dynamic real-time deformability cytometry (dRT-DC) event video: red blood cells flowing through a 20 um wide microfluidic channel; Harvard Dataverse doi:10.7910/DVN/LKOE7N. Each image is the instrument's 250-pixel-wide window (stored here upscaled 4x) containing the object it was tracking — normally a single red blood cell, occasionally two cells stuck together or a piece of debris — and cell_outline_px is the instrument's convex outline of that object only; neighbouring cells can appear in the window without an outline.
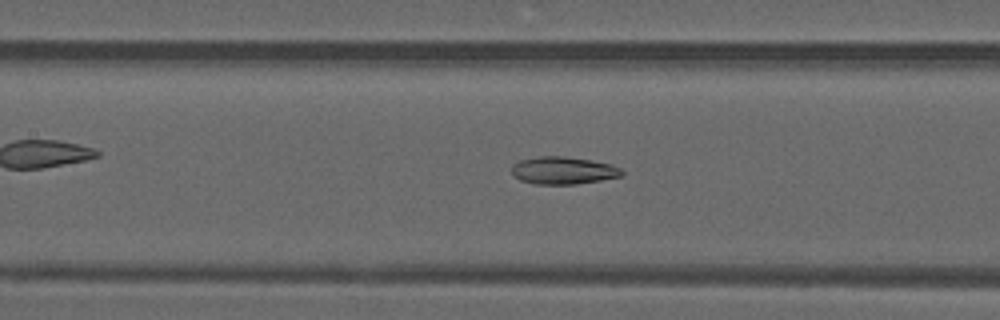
{"species": "common noctule bat (a hibernating species)", "species_latin": "Nyctalus noctula", "temperature_condition": "warm", "stored_images_in_passage": 48, "camera_frame_rate_fps": 3000, "um_per_image_px": 0.085, "animal": {"sex": "male", "forearm_length_mm": 52.5}, "frame": {"image": 1, "passage_image": 22, "time_ms": 7.0, "image_size_px": [1000, 320], "cell_outline_px": [[624, 172], [620, 176], [600, 180], [576, 184], [536, 184], [520, 180], [512, 172], [512, 164], [520, 160], [540, 156], [564, 156], [592, 160], [612, 164], [620, 168]], "centroid_in_image_um": [47.88, 14.48], "position_along_channel_um": 159.5, "area_um2": 17.57}}
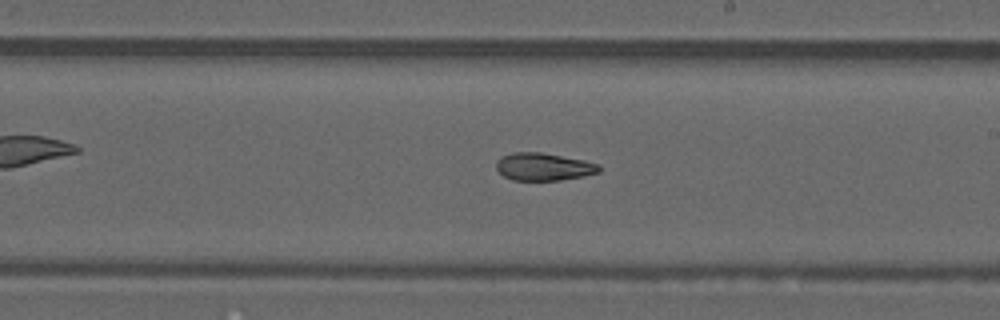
{"frame": {"image": 2, "passage_image": 28, "time_ms": 9.0, "image_size_px": [1000, 320], "cell_outline_px": [[600, 172], [584, 176], [560, 180], [512, 180], [504, 176], [496, 168], [496, 160], [500, 156], [512, 152], [540, 152], [584, 160], [600, 164]], "centroid_in_image_um": [46.19, 14.17], "position_along_channel_um": 242.8, "area_um2": 16.65}}
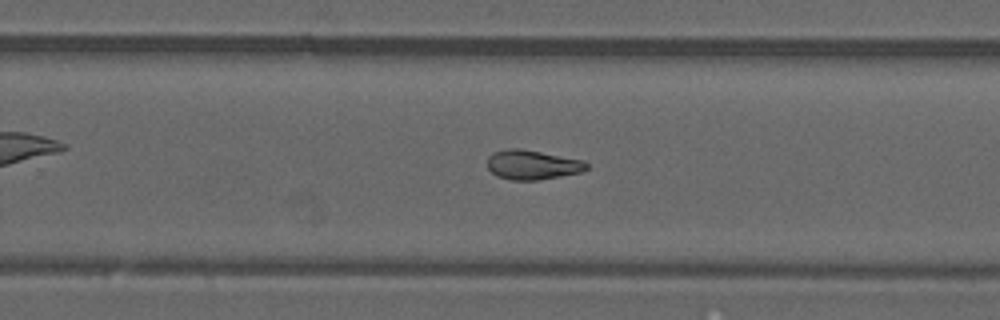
{"frame": {"image": 3, "passage_image": 31, "time_ms": 10.0, "image_size_px": [1000, 320], "cell_outline_px": [[588, 168], [580, 172], [560, 176], [536, 180], [512, 180], [496, 176], [488, 168], [488, 156], [492, 152], [508, 148], [520, 148], [584, 160], [588, 164]], "centroid_in_image_um": [45.23, 14.0], "position_along_channel_um": 284.6, "area_um2": 17.05}, "authors_computed_cell_mechanics": {"area_um2": 17.7446, "velocity_mm_per_s": 4.1814, "shape_relaxation_time_tau1_ms": null, "shape_relaxation_time_tau2_ms": 5.9433, "deformation_change_tau1": null, "deformation_change_tau2": 0.1366}}